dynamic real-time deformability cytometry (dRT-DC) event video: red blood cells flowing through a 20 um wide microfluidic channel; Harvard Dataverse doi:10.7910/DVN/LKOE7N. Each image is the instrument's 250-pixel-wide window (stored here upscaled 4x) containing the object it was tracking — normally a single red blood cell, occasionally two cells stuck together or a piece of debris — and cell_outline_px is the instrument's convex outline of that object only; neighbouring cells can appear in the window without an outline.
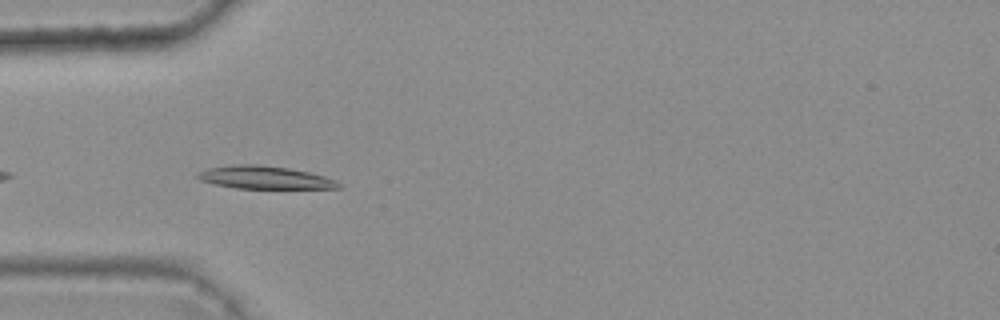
{"species": "common noctule bat (a hibernating species)", "species_latin": "Nyctalus noctula", "temperature_condition": "warm", "stored_images_in_passage": 6, "camera_frame_rate_fps": 3000, "um_per_image_px": 0.085, "animal": {"sex": "female", "body_mass_g": 25.1}, "frame": {"image": 1, "passage_image": 5, "time_ms": 1.333, "image_size_px": [1000, 320], "cell_outline_px": [[340, 188], [236, 188], [216, 184], [200, 180], [196, 176], [196, 172], [208, 168], [236, 164], [260, 164], [288, 168], [308, 172], [324, 176], [336, 180], [340, 184]], "centroid_in_image_um": [22.47, 15.08], "position_along_channel_um": 62.5, "area_um2": 18.61}}
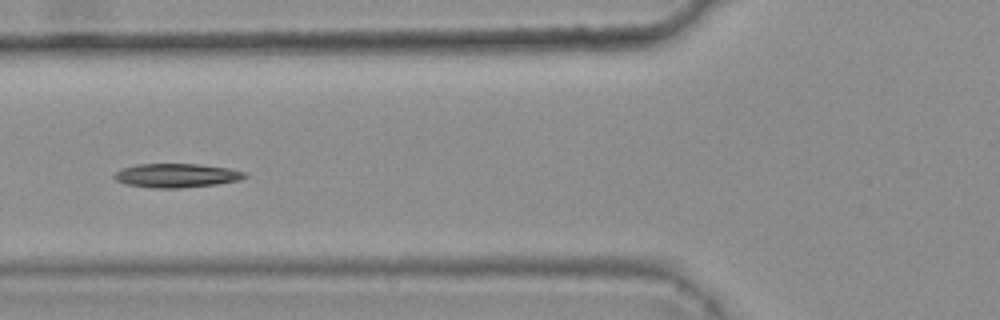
{"frame": {"image": 2, "passage_image": 6, "time_ms": 1.667, "image_size_px": [1000, 320], "cell_outline_px": [[248, 176], [240, 180], [216, 184], [176, 188], [152, 188], [128, 184], [116, 180], [112, 176], [116, 172], [124, 168], [136, 164], [200, 164], [228, 168], [244, 172]], "centroid_in_image_um": [15.01, 14.91], "position_along_channel_um": 110.8, "area_um2": 18.03}}